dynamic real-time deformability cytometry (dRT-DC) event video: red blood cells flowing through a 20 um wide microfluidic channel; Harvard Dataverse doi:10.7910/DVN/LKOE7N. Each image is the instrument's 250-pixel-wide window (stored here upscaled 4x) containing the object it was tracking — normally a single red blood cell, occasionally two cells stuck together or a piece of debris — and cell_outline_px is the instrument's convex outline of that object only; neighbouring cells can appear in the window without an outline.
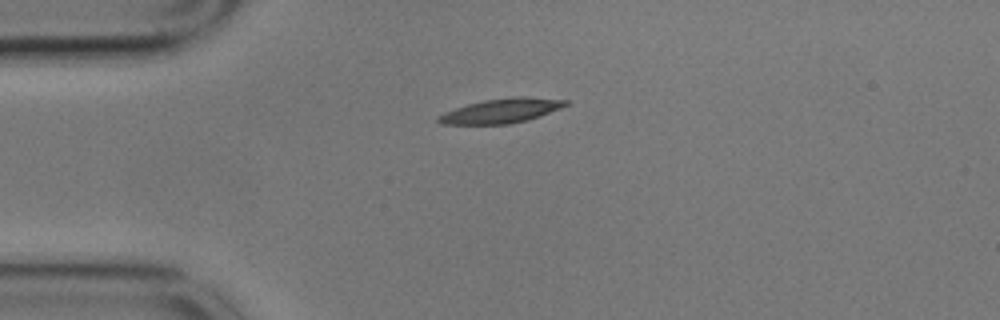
{"species": "common noctule bat (a hibernating species)", "species_latin": "Nyctalus noctula", "temperature_condition": "cold", "stored_images_in_passage": 36, "camera_frame_rate_fps": 3000, "um_per_image_px": 0.085, "animal": {"sex": "male", "body_mass_g": 17.9}, "frame": {"image": 1, "passage_image": 1, "time_ms": 0.0, "image_size_px": [1000, 320], "cell_outline_px": [[568, 104], [560, 108], [540, 116], [508, 124], [440, 124], [436, 120], [436, 116], [444, 112], [468, 104], [484, 100], [516, 96], [568, 100]], "centroid_in_image_um": [42.56, 9.42], "position_along_channel_um": 42.4, "area_um2": 17.92}}
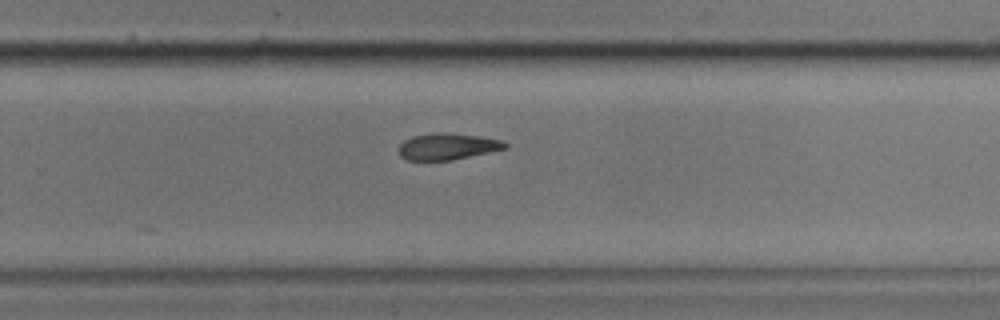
{"frame": {"image": 2, "passage_image": 24, "time_ms": 7.667, "image_size_px": [1000, 320], "cell_outline_px": [[508, 148], [448, 160], [408, 160], [400, 156], [400, 144], [404, 140], [412, 136], [436, 132], [444, 132], [480, 136], [500, 140], [508, 144]], "centroid_in_image_um": [38.02, 12.43], "position_along_channel_um": 291.8, "area_um2": 16.18}}
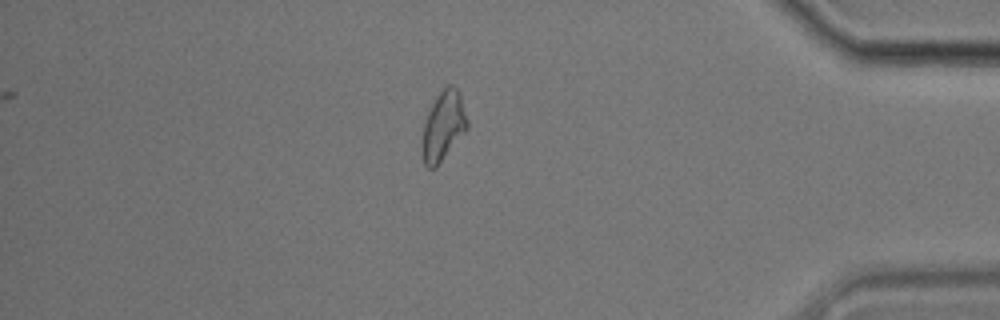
{"frame": {"image": 3, "passage_image": 36, "time_ms": 11.667, "image_size_px": [1000, 320], "cell_outline_px": [[468, 128], [436, 168], [428, 168], [424, 164], [420, 152], [420, 140], [424, 120], [436, 96], [448, 84], [452, 84], [456, 88], [460, 96], [468, 120]], "centroid_in_image_um": [37.63, 10.76], "position_along_channel_um": 397.6, "area_um2": 18.55}, "authors_computed_cell_mechanics": {"area_um2": 17.3978, "velocity_mm_per_s": 3.5193, "shape_relaxation_time_tau1_ms": 2.9252, "shape_relaxation_time_tau2_ms": null, "deformation_change_tau1": 0.1448, "deformation_change_tau2": null}}